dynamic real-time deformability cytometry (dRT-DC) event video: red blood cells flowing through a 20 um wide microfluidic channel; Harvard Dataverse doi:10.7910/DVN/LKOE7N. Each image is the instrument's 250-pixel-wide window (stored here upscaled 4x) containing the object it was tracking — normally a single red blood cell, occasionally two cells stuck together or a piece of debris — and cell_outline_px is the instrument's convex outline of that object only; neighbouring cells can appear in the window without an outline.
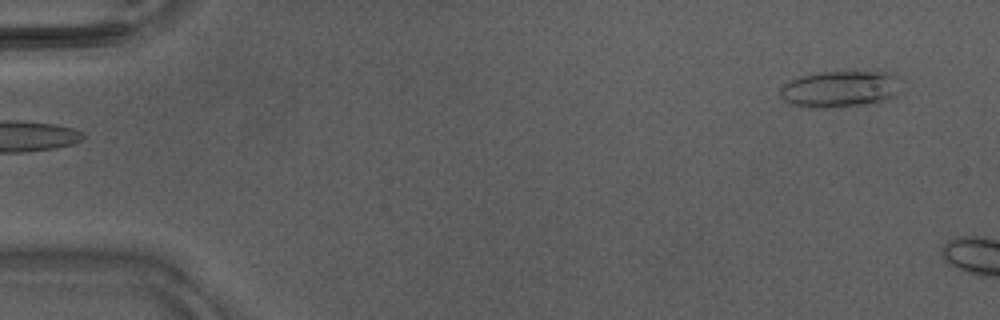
{"species": "Egyptian fruit bat (a non-hibernating species)", "species_latin": "Rousettus aegyptiacus", "temperature_condition": "warm", "stored_images_in_passage": 8, "camera_frame_rate_fps": 3000, "um_per_image_px": 0.085, "animal": {"sex": "male"}, "frame": {"image": 1, "passage_image": 1, "time_ms": 0.0, "image_size_px": [1000, 320], "cell_outline_px": [[904, 80], [896, 96], [880, 104], [828, 108], [800, 108], [788, 104], [780, 96], [780, 88], [784, 84], [800, 76], [816, 72], [892, 72]], "centroid_in_image_um": [71.47, 7.6], "position_along_channel_um": 13.5, "area_um2": 26.88}}